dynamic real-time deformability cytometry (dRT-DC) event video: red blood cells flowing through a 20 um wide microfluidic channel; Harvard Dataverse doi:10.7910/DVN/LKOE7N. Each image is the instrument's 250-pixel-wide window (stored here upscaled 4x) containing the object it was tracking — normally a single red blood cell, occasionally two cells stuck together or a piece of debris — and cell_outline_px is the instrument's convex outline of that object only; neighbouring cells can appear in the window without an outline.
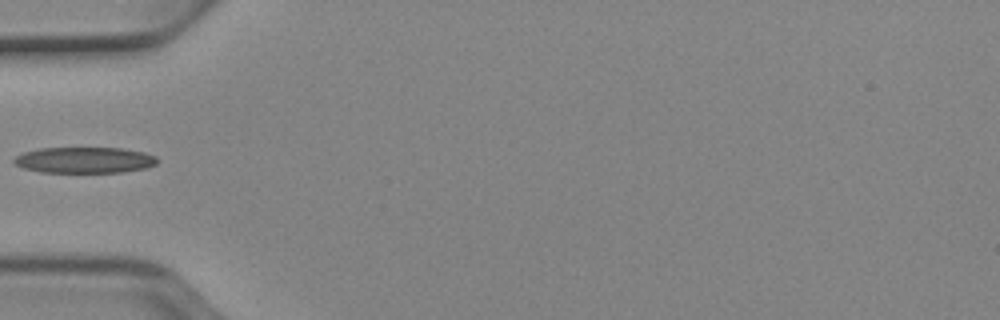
{"species": "Egyptian fruit bat (a non-hibernating species)", "species_latin": "Rousettus aegyptiacus", "temperature_condition": "cold", "stored_images_in_passage": 35, "camera_frame_rate_fps": 3000, "um_per_image_px": 0.085, "animal": {"sex": "female"}, "frame": {"image": 1, "passage_image": 1, "time_ms": 0.0, "image_size_px": [1000, 320], "cell_outline_px": [[160, 160], [156, 164], [144, 168], [124, 172], [40, 172], [24, 168], [16, 164], [12, 160], [16, 156], [24, 152], [40, 148], [120, 148], [144, 152], [156, 156]], "centroid_in_image_um": [7.2, 13.6], "position_along_channel_um": 77.8, "area_um2": 21.68}}
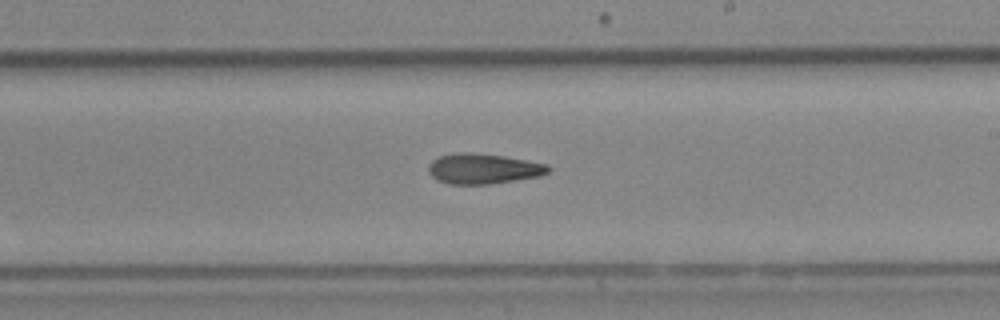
{"frame": {"image": 2, "passage_image": 14, "time_ms": 4.333, "image_size_px": [1000, 320], "cell_outline_px": [[552, 168], [548, 172], [540, 176], [488, 184], [448, 184], [436, 180], [428, 172], [428, 164], [432, 160], [440, 156], [456, 152], [468, 152], [504, 156], [548, 164]], "centroid_in_image_um": [41.05, 14.34], "position_along_channel_um": 247.9, "area_um2": 21.21}}
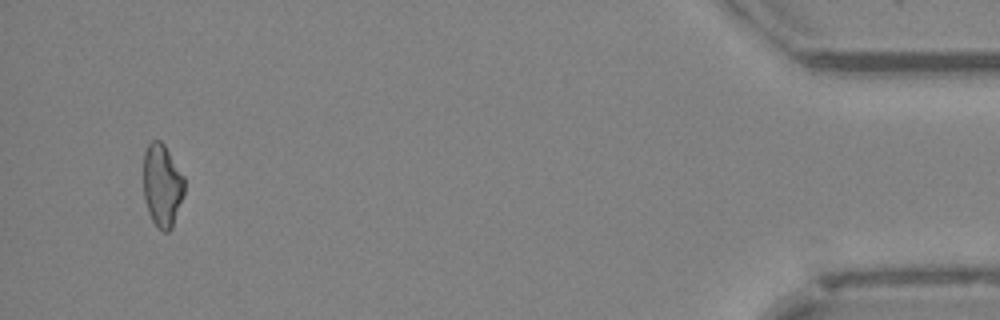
{"frame": {"image": 3, "passage_image": 33, "time_ms": 10.667, "image_size_px": [1000, 320], "cell_outline_px": [[184, 192], [172, 228], [168, 232], [164, 232], [152, 220], [148, 212], [144, 196], [144, 152], [148, 144], [152, 140], [160, 140], [164, 144], [184, 176]], "centroid_in_image_um": [13.78, 15.74], "position_along_channel_um": 421.4, "area_um2": 19.59}}